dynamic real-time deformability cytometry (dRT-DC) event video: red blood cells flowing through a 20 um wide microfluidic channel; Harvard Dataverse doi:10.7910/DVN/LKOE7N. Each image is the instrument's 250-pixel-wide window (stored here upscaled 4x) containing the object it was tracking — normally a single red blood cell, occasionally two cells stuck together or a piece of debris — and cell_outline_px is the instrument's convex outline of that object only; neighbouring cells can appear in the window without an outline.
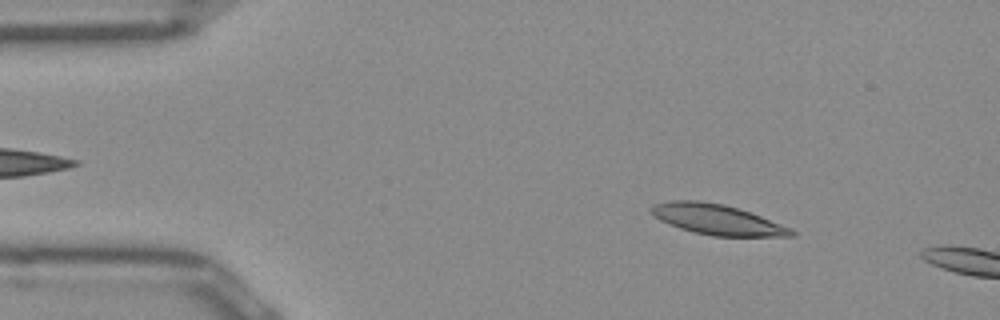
{"species": "Egyptian fruit bat (a non-hibernating species)", "species_latin": "Rousettus aegyptiacus", "temperature_condition": "room temperature", "stored_images_in_passage": 46, "camera_frame_rate_fps": 3000, "um_per_image_px": 0.085, "frame": {"image": 1, "passage_image": 6, "time_ms": 1.667, "image_size_px": [1000, 320], "cell_outline_px": [[796, 236], [712, 236], [692, 232], [668, 224], [660, 220], [652, 212], [652, 204], [672, 200], [696, 200], [724, 204], [760, 216], [792, 228], [796, 232]], "centroid_in_image_um": [60.96, 18.66], "position_along_channel_um": 24.0, "area_um2": 24.57}}
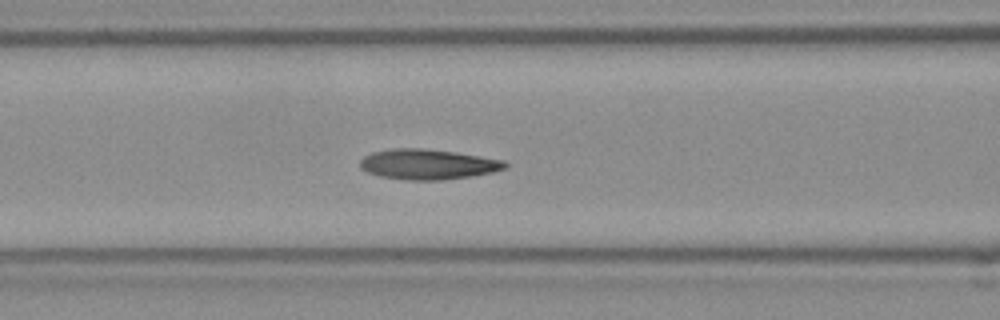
{"frame": {"image": 2, "passage_image": 19, "time_ms": 6.0, "image_size_px": [1000, 320], "cell_outline_px": [[508, 164], [504, 168], [492, 172], [468, 176], [440, 180], [408, 180], [380, 176], [368, 172], [360, 168], [360, 160], [364, 156], [372, 152], [392, 148], [424, 148], [456, 152], [504, 160]], "centroid_in_image_um": [36.33, 13.95], "position_along_channel_um": 130.3, "area_um2": 25.43}}
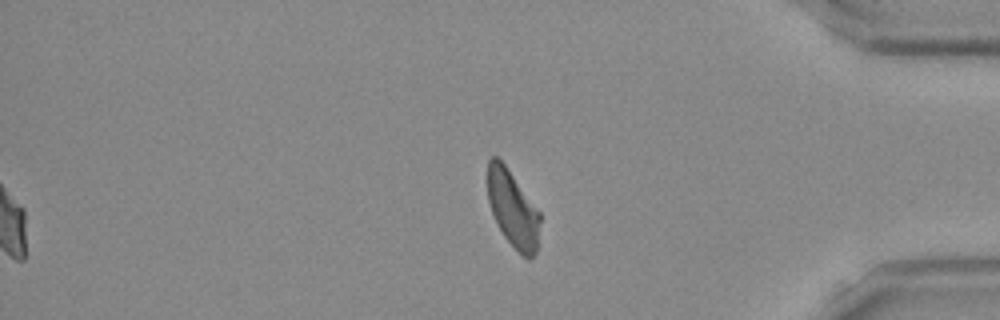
{"frame": {"image": 3, "passage_image": 41, "time_ms": 13.333, "image_size_px": [1000, 320], "cell_outline_px": [[540, 220], [536, 252], [528, 260], [504, 236], [492, 212], [488, 200], [488, 160], [492, 156], [496, 156], [504, 164], [540, 212]], "centroid_in_image_um": [43.59, 17.74], "position_along_channel_um": 391.6, "area_um2": 22.77}, "authors_computed_cell_mechanics": {"area_um2": 24.6228, "velocity_mm_per_s": 3.9527, "shape_relaxation_time_tau1_ms": 9.291, "shape_relaxation_time_tau2_ms": 3.2024, "deformation_change_tau1": 0.2136, "deformation_change_tau2": 0.098}}